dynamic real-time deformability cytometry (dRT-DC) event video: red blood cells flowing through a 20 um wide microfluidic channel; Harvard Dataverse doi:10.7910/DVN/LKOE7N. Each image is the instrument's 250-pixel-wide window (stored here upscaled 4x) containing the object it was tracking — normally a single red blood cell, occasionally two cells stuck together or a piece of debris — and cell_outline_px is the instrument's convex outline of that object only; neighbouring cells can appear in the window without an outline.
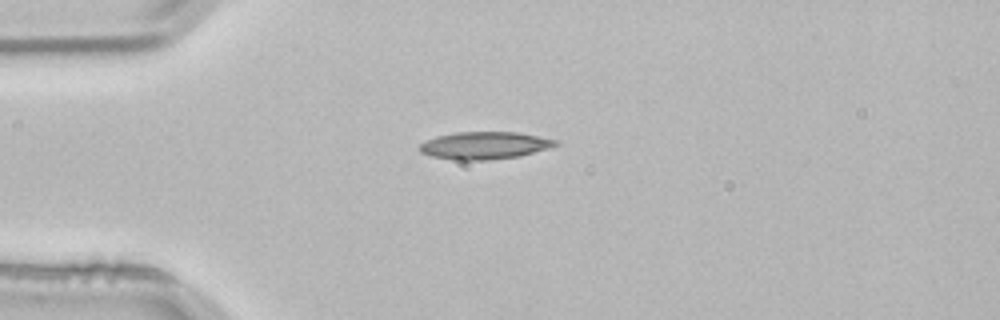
{"species": "common noctule bat (a hibernating species)", "species_latin": "Nyctalus noctula", "temperature_condition": "room temperature", "stored_images_in_passage": 1, "camera_frame_rate_fps": 3000, "um_per_image_px": 0.085, "animal": {"sex": "male", "body_mass_g": 21.5, "forearm_length_mm": 52.0}, "frame": {"image": 1, "passage_image": 1, "time_ms": 0.0, "image_size_px": [1000, 320], "cell_outline_px": [[560, 144], [548, 148], [520, 156], [488, 160], [456, 160], [432, 156], [420, 152], [420, 144], [436, 136], [456, 132], [520, 132], [560, 140]], "centroid_in_image_um": [41.24, 12.35], "position_along_channel_um": 43.8, "area_um2": 21.79}}